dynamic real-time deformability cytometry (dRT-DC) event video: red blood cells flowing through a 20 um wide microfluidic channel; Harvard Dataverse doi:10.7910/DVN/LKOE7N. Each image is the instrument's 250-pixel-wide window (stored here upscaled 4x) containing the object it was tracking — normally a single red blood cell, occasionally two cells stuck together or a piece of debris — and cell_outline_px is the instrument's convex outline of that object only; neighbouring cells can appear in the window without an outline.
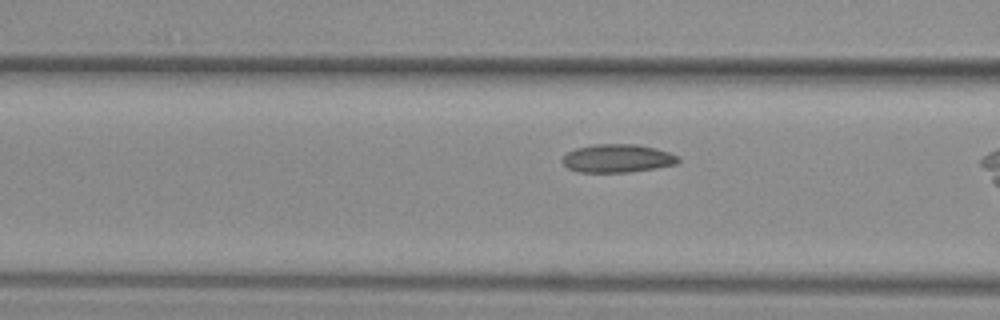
{"species": "common noctule bat (a hibernating species)", "species_latin": "Nyctalus noctula", "temperature_condition": "warm", "stored_images_in_passage": 19, "camera_frame_rate_fps": 3000, "um_per_image_px": 0.085, "animal": {"sex": "female", "body_mass_g": 29.2, "forearm_length_mm": 56.3}, "frame": {"image": 1, "passage_image": 11, "time_ms": 3.333, "image_size_px": [1000, 320], "cell_outline_px": [[680, 160], [676, 164], [656, 168], [628, 172], [576, 172], [568, 168], [560, 160], [568, 152], [576, 148], [592, 144], [636, 144], [656, 148], [680, 156]], "centroid_in_image_um": [52.48, 13.46], "position_along_channel_um": 114.1, "area_um2": 19.19}}